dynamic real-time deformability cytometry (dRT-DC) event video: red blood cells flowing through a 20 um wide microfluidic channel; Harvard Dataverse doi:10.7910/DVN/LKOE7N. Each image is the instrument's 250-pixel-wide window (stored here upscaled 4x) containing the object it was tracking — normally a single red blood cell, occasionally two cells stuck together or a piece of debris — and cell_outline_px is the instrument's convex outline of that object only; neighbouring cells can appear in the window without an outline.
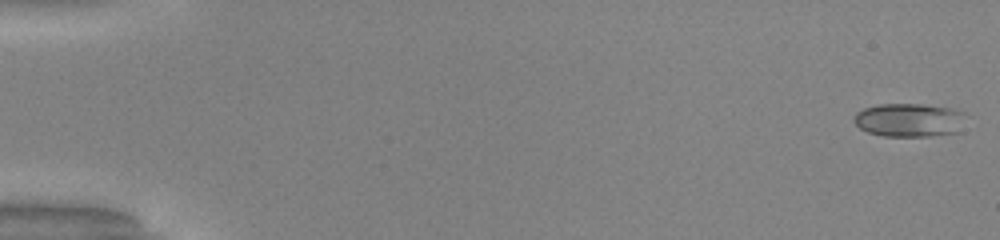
{"species": "common noctule bat (a hibernating species)", "species_latin": "Nyctalus noctula", "temperature_condition": "warm", "stored_images_in_passage": 51, "camera_frame_rate_fps": 3000, "um_per_image_px": 0.085, "animal": {"sex": "male", "body_mass_g": 20.0, "forearm_length_mm": 53.3}, "frame": {"image": 1, "passage_image": 1, "time_ms": 0.0, "image_size_px": [1000, 240], "cell_outline_px": [[964, 112], [960, 132], [932, 136], [884, 136], [868, 132], [860, 128], [852, 120], [852, 116], [856, 112], [864, 108], [880, 104], [920, 104], [956, 108]], "centroid_in_image_um": [77.28, 10.2], "position_along_channel_um": 7.7, "area_um2": 22.08}}
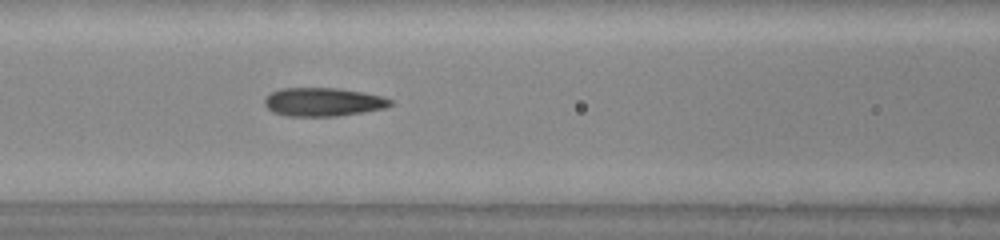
{"frame": {"image": 2, "passage_image": 23, "time_ms": 7.333, "image_size_px": [1000, 240], "cell_outline_px": [[392, 104], [384, 108], [364, 112], [336, 116], [284, 116], [272, 112], [264, 104], [264, 100], [272, 92], [280, 88], [336, 88], [364, 92], [380, 96], [392, 100]], "centroid_in_image_um": [27.44, 8.67], "position_along_channel_um": 139.2, "area_um2": 20.87}}
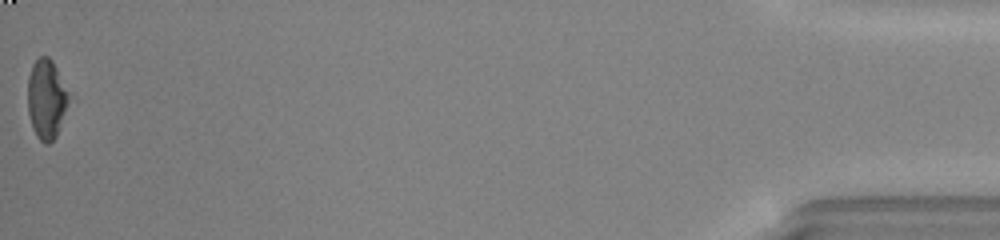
{"frame": {"image": 3, "passage_image": 51, "time_ms": 16.667, "image_size_px": [1000, 240], "cell_outline_px": [[76, 96], [56, 136], [48, 144], [44, 144], [36, 136], [32, 128], [28, 112], [28, 76], [32, 64], [40, 56], [48, 56], [52, 60]], "centroid_in_image_um": [4.06, 8.41], "position_along_channel_um": 431.1, "area_um2": 20.46}, "authors_computed_cell_mechanics": {"area_um2": 20.9236, "velocity_mm_per_s": 4.1176, "shape_relaxation_time_tau1_ms": 6.5394, "shape_relaxation_time_tau2_ms": 1.87, "deformation_change_tau1": 0.1929, "deformation_change_tau2": 0.0929}}